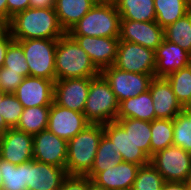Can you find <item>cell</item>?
I'll list each match as a JSON object with an SVG mask.
<instances>
[{
  "instance_id": "ab89813d",
  "label": "cell",
  "mask_w": 191,
  "mask_h": 190,
  "mask_svg": "<svg viewBox=\"0 0 191 190\" xmlns=\"http://www.w3.org/2000/svg\"><path fill=\"white\" fill-rule=\"evenodd\" d=\"M13 41L14 39L11 37L10 32H8L3 38L0 39V68L3 67L8 46Z\"/></svg>"
},
{
  "instance_id": "f35d334b",
  "label": "cell",
  "mask_w": 191,
  "mask_h": 190,
  "mask_svg": "<svg viewBox=\"0 0 191 190\" xmlns=\"http://www.w3.org/2000/svg\"><path fill=\"white\" fill-rule=\"evenodd\" d=\"M29 1L30 0H7L8 22H10L15 14L30 8Z\"/></svg>"
},
{
  "instance_id": "ba28073f",
  "label": "cell",
  "mask_w": 191,
  "mask_h": 190,
  "mask_svg": "<svg viewBox=\"0 0 191 190\" xmlns=\"http://www.w3.org/2000/svg\"><path fill=\"white\" fill-rule=\"evenodd\" d=\"M114 67L125 72L155 77V51L140 44L119 40Z\"/></svg>"
},
{
  "instance_id": "c3c4849f",
  "label": "cell",
  "mask_w": 191,
  "mask_h": 190,
  "mask_svg": "<svg viewBox=\"0 0 191 190\" xmlns=\"http://www.w3.org/2000/svg\"><path fill=\"white\" fill-rule=\"evenodd\" d=\"M184 110L191 112V99L189 100V102L184 106Z\"/></svg>"
},
{
  "instance_id": "f546056e",
  "label": "cell",
  "mask_w": 191,
  "mask_h": 190,
  "mask_svg": "<svg viewBox=\"0 0 191 190\" xmlns=\"http://www.w3.org/2000/svg\"><path fill=\"white\" fill-rule=\"evenodd\" d=\"M173 145V119L156 118L151 121V157Z\"/></svg>"
},
{
  "instance_id": "2e32d148",
  "label": "cell",
  "mask_w": 191,
  "mask_h": 190,
  "mask_svg": "<svg viewBox=\"0 0 191 190\" xmlns=\"http://www.w3.org/2000/svg\"><path fill=\"white\" fill-rule=\"evenodd\" d=\"M68 176L66 169L35 160L26 162L28 190H59Z\"/></svg>"
},
{
  "instance_id": "f1b7e54d",
  "label": "cell",
  "mask_w": 191,
  "mask_h": 190,
  "mask_svg": "<svg viewBox=\"0 0 191 190\" xmlns=\"http://www.w3.org/2000/svg\"><path fill=\"white\" fill-rule=\"evenodd\" d=\"M164 39L191 54V10L164 28Z\"/></svg>"
},
{
  "instance_id": "3957f363",
  "label": "cell",
  "mask_w": 191,
  "mask_h": 190,
  "mask_svg": "<svg viewBox=\"0 0 191 190\" xmlns=\"http://www.w3.org/2000/svg\"><path fill=\"white\" fill-rule=\"evenodd\" d=\"M103 134V124L90 123L67 142L68 175L86 176L90 172Z\"/></svg>"
},
{
  "instance_id": "44dd1931",
  "label": "cell",
  "mask_w": 191,
  "mask_h": 190,
  "mask_svg": "<svg viewBox=\"0 0 191 190\" xmlns=\"http://www.w3.org/2000/svg\"><path fill=\"white\" fill-rule=\"evenodd\" d=\"M139 168L140 165L122 161L99 172L92 181L107 190H132Z\"/></svg>"
},
{
  "instance_id": "ee69618b",
  "label": "cell",
  "mask_w": 191,
  "mask_h": 190,
  "mask_svg": "<svg viewBox=\"0 0 191 190\" xmlns=\"http://www.w3.org/2000/svg\"><path fill=\"white\" fill-rule=\"evenodd\" d=\"M9 32V22L0 17V39L3 38Z\"/></svg>"
},
{
  "instance_id": "4fadbf2b",
  "label": "cell",
  "mask_w": 191,
  "mask_h": 190,
  "mask_svg": "<svg viewBox=\"0 0 191 190\" xmlns=\"http://www.w3.org/2000/svg\"><path fill=\"white\" fill-rule=\"evenodd\" d=\"M119 40L140 44L155 51L164 40V28L156 21L121 19Z\"/></svg>"
},
{
  "instance_id": "5bb4252c",
  "label": "cell",
  "mask_w": 191,
  "mask_h": 190,
  "mask_svg": "<svg viewBox=\"0 0 191 190\" xmlns=\"http://www.w3.org/2000/svg\"><path fill=\"white\" fill-rule=\"evenodd\" d=\"M90 124L84 113H79L53 102L50 106L47 129L67 142Z\"/></svg>"
},
{
  "instance_id": "bcb514c9",
  "label": "cell",
  "mask_w": 191,
  "mask_h": 190,
  "mask_svg": "<svg viewBox=\"0 0 191 190\" xmlns=\"http://www.w3.org/2000/svg\"><path fill=\"white\" fill-rule=\"evenodd\" d=\"M88 190H107L104 187L97 185L90 178H88Z\"/></svg>"
},
{
  "instance_id": "d6986e66",
  "label": "cell",
  "mask_w": 191,
  "mask_h": 190,
  "mask_svg": "<svg viewBox=\"0 0 191 190\" xmlns=\"http://www.w3.org/2000/svg\"><path fill=\"white\" fill-rule=\"evenodd\" d=\"M149 90L154 105L155 119H174L184 110L165 77H154L150 82Z\"/></svg>"
},
{
  "instance_id": "7bdbcfd3",
  "label": "cell",
  "mask_w": 191,
  "mask_h": 190,
  "mask_svg": "<svg viewBox=\"0 0 191 190\" xmlns=\"http://www.w3.org/2000/svg\"><path fill=\"white\" fill-rule=\"evenodd\" d=\"M7 93L3 92L0 90V136L7 130L9 129L10 127L5 123V120L4 118L2 117V114H1V101L2 99L4 98V96L6 95Z\"/></svg>"
},
{
  "instance_id": "1f68e13d",
  "label": "cell",
  "mask_w": 191,
  "mask_h": 190,
  "mask_svg": "<svg viewBox=\"0 0 191 190\" xmlns=\"http://www.w3.org/2000/svg\"><path fill=\"white\" fill-rule=\"evenodd\" d=\"M170 83L177 100L184 107L191 99V66L190 64L165 77Z\"/></svg>"
},
{
  "instance_id": "8d00e7d4",
  "label": "cell",
  "mask_w": 191,
  "mask_h": 190,
  "mask_svg": "<svg viewBox=\"0 0 191 190\" xmlns=\"http://www.w3.org/2000/svg\"><path fill=\"white\" fill-rule=\"evenodd\" d=\"M24 77L20 72L8 71V68H0V90L5 93H14Z\"/></svg>"
},
{
  "instance_id": "7a4b0ae2",
  "label": "cell",
  "mask_w": 191,
  "mask_h": 190,
  "mask_svg": "<svg viewBox=\"0 0 191 190\" xmlns=\"http://www.w3.org/2000/svg\"><path fill=\"white\" fill-rule=\"evenodd\" d=\"M55 72L56 80L96 77L100 74L87 52L68 33L57 40Z\"/></svg>"
},
{
  "instance_id": "277c9868",
  "label": "cell",
  "mask_w": 191,
  "mask_h": 190,
  "mask_svg": "<svg viewBox=\"0 0 191 190\" xmlns=\"http://www.w3.org/2000/svg\"><path fill=\"white\" fill-rule=\"evenodd\" d=\"M121 16L116 5H95L67 32L70 36L119 38Z\"/></svg>"
},
{
  "instance_id": "603a6c76",
  "label": "cell",
  "mask_w": 191,
  "mask_h": 190,
  "mask_svg": "<svg viewBox=\"0 0 191 190\" xmlns=\"http://www.w3.org/2000/svg\"><path fill=\"white\" fill-rule=\"evenodd\" d=\"M117 118H133L144 121L155 119L154 105L150 90L132 98L125 99L119 103Z\"/></svg>"
},
{
  "instance_id": "5b68a950",
  "label": "cell",
  "mask_w": 191,
  "mask_h": 190,
  "mask_svg": "<svg viewBox=\"0 0 191 190\" xmlns=\"http://www.w3.org/2000/svg\"><path fill=\"white\" fill-rule=\"evenodd\" d=\"M118 111L119 103L108 81L101 73L93 77L83 111L86 120L92 124H106L116 121Z\"/></svg>"
},
{
  "instance_id": "4316f807",
  "label": "cell",
  "mask_w": 191,
  "mask_h": 190,
  "mask_svg": "<svg viewBox=\"0 0 191 190\" xmlns=\"http://www.w3.org/2000/svg\"><path fill=\"white\" fill-rule=\"evenodd\" d=\"M50 106L24 108L15 128L32 136L47 129Z\"/></svg>"
},
{
  "instance_id": "ac0fdd59",
  "label": "cell",
  "mask_w": 191,
  "mask_h": 190,
  "mask_svg": "<svg viewBox=\"0 0 191 190\" xmlns=\"http://www.w3.org/2000/svg\"><path fill=\"white\" fill-rule=\"evenodd\" d=\"M104 134L113 142L122 161L144 166L150 163V157L140 149L131 139L130 135L116 122L103 124Z\"/></svg>"
},
{
  "instance_id": "ffe728a7",
  "label": "cell",
  "mask_w": 191,
  "mask_h": 190,
  "mask_svg": "<svg viewBox=\"0 0 191 190\" xmlns=\"http://www.w3.org/2000/svg\"><path fill=\"white\" fill-rule=\"evenodd\" d=\"M155 77H166L178 71L191 62V54L179 45L163 40L155 50Z\"/></svg>"
},
{
  "instance_id": "30bf717a",
  "label": "cell",
  "mask_w": 191,
  "mask_h": 190,
  "mask_svg": "<svg viewBox=\"0 0 191 190\" xmlns=\"http://www.w3.org/2000/svg\"><path fill=\"white\" fill-rule=\"evenodd\" d=\"M93 77L54 81V102L61 107L83 113Z\"/></svg>"
},
{
  "instance_id": "e575fe53",
  "label": "cell",
  "mask_w": 191,
  "mask_h": 190,
  "mask_svg": "<svg viewBox=\"0 0 191 190\" xmlns=\"http://www.w3.org/2000/svg\"><path fill=\"white\" fill-rule=\"evenodd\" d=\"M3 67L8 68V71L20 72L23 77L30 76L23 48L15 40L8 46Z\"/></svg>"
},
{
  "instance_id": "7dc6e473",
  "label": "cell",
  "mask_w": 191,
  "mask_h": 190,
  "mask_svg": "<svg viewBox=\"0 0 191 190\" xmlns=\"http://www.w3.org/2000/svg\"><path fill=\"white\" fill-rule=\"evenodd\" d=\"M119 0H94L97 4H110V5H116Z\"/></svg>"
},
{
  "instance_id": "d6a6232c",
  "label": "cell",
  "mask_w": 191,
  "mask_h": 190,
  "mask_svg": "<svg viewBox=\"0 0 191 190\" xmlns=\"http://www.w3.org/2000/svg\"><path fill=\"white\" fill-rule=\"evenodd\" d=\"M173 146L191 153V112L183 110L174 117Z\"/></svg>"
},
{
  "instance_id": "cb8c5ba5",
  "label": "cell",
  "mask_w": 191,
  "mask_h": 190,
  "mask_svg": "<svg viewBox=\"0 0 191 190\" xmlns=\"http://www.w3.org/2000/svg\"><path fill=\"white\" fill-rule=\"evenodd\" d=\"M116 8L121 19L141 22L156 20L154 0H119Z\"/></svg>"
},
{
  "instance_id": "52a82bcc",
  "label": "cell",
  "mask_w": 191,
  "mask_h": 190,
  "mask_svg": "<svg viewBox=\"0 0 191 190\" xmlns=\"http://www.w3.org/2000/svg\"><path fill=\"white\" fill-rule=\"evenodd\" d=\"M150 163L165 181H191V153L181 147L172 145L155 153Z\"/></svg>"
},
{
  "instance_id": "681fc988",
  "label": "cell",
  "mask_w": 191,
  "mask_h": 190,
  "mask_svg": "<svg viewBox=\"0 0 191 190\" xmlns=\"http://www.w3.org/2000/svg\"><path fill=\"white\" fill-rule=\"evenodd\" d=\"M3 189V178H2V173L0 172V190Z\"/></svg>"
},
{
  "instance_id": "8fae6325",
  "label": "cell",
  "mask_w": 191,
  "mask_h": 190,
  "mask_svg": "<svg viewBox=\"0 0 191 190\" xmlns=\"http://www.w3.org/2000/svg\"><path fill=\"white\" fill-rule=\"evenodd\" d=\"M33 160L65 169L67 141L48 129L33 136Z\"/></svg>"
},
{
  "instance_id": "f907efd6",
  "label": "cell",
  "mask_w": 191,
  "mask_h": 190,
  "mask_svg": "<svg viewBox=\"0 0 191 190\" xmlns=\"http://www.w3.org/2000/svg\"><path fill=\"white\" fill-rule=\"evenodd\" d=\"M189 190H191V181H189Z\"/></svg>"
},
{
  "instance_id": "4dcf8cb0",
  "label": "cell",
  "mask_w": 191,
  "mask_h": 190,
  "mask_svg": "<svg viewBox=\"0 0 191 190\" xmlns=\"http://www.w3.org/2000/svg\"><path fill=\"white\" fill-rule=\"evenodd\" d=\"M0 172L3 178L2 190H28L26 185V163L16 165L0 158Z\"/></svg>"
},
{
  "instance_id": "836d02e7",
  "label": "cell",
  "mask_w": 191,
  "mask_h": 190,
  "mask_svg": "<svg viewBox=\"0 0 191 190\" xmlns=\"http://www.w3.org/2000/svg\"><path fill=\"white\" fill-rule=\"evenodd\" d=\"M164 183L162 175L149 163L140 166L132 190H161Z\"/></svg>"
},
{
  "instance_id": "7c38bea8",
  "label": "cell",
  "mask_w": 191,
  "mask_h": 190,
  "mask_svg": "<svg viewBox=\"0 0 191 190\" xmlns=\"http://www.w3.org/2000/svg\"><path fill=\"white\" fill-rule=\"evenodd\" d=\"M0 158L20 165L33 160V136L9 128L0 136Z\"/></svg>"
},
{
  "instance_id": "9c48e42d",
  "label": "cell",
  "mask_w": 191,
  "mask_h": 190,
  "mask_svg": "<svg viewBox=\"0 0 191 190\" xmlns=\"http://www.w3.org/2000/svg\"><path fill=\"white\" fill-rule=\"evenodd\" d=\"M100 73L110 84L118 103L149 90L150 82L154 78L151 74L125 72L113 65L104 68Z\"/></svg>"
},
{
  "instance_id": "83f0119b",
  "label": "cell",
  "mask_w": 191,
  "mask_h": 190,
  "mask_svg": "<svg viewBox=\"0 0 191 190\" xmlns=\"http://www.w3.org/2000/svg\"><path fill=\"white\" fill-rule=\"evenodd\" d=\"M115 150L113 142L103 134L99 142L93 166L86 176L92 180L99 172L112 168L122 162L121 154Z\"/></svg>"
},
{
  "instance_id": "f6af8a7d",
  "label": "cell",
  "mask_w": 191,
  "mask_h": 190,
  "mask_svg": "<svg viewBox=\"0 0 191 190\" xmlns=\"http://www.w3.org/2000/svg\"><path fill=\"white\" fill-rule=\"evenodd\" d=\"M0 17L8 21L7 0H0Z\"/></svg>"
},
{
  "instance_id": "d590c367",
  "label": "cell",
  "mask_w": 191,
  "mask_h": 190,
  "mask_svg": "<svg viewBox=\"0 0 191 190\" xmlns=\"http://www.w3.org/2000/svg\"><path fill=\"white\" fill-rule=\"evenodd\" d=\"M23 105L13 93H7L1 101V114L10 128H15L23 112Z\"/></svg>"
},
{
  "instance_id": "60d3db41",
  "label": "cell",
  "mask_w": 191,
  "mask_h": 190,
  "mask_svg": "<svg viewBox=\"0 0 191 190\" xmlns=\"http://www.w3.org/2000/svg\"><path fill=\"white\" fill-rule=\"evenodd\" d=\"M161 190H189V181L175 182V181H165Z\"/></svg>"
},
{
  "instance_id": "8992f818",
  "label": "cell",
  "mask_w": 191,
  "mask_h": 190,
  "mask_svg": "<svg viewBox=\"0 0 191 190\" xmlns=\"http://www.w3.org/2000/svg\"><path fill=\"white\" fill-rule=\"evenodd\" d=\"M58 39L15 40L23 48L31 77L56 80L55 53Z\"/></svg>"
},
{
  "instance_id": "9a60e30c",
  "label": "cell",
  "mask_w": 191,
  "mask_h": 190,
  "mask_svg": "<svg viewBox=\"0 0 191 190\" xmlns=\"http://www.w3.org/2000/svg\"><path fill=\"white\" fill-rule=\"evenodd\" d=\"M23 108L51 106L54 102V82L38 77H24L13 93Z\"/></svg>"
},
{
  "instance_id": "484cf974",
  "label": "cell",
  "mask_w": 191,
  "mask_h": 190,
  "mask_svg": "<svg viewBox=\"0 0 191 190\" xmlns=\"http://www.w3.org/2000/svg\"><path fill=\"white\" fill-rule=\"evenodd\" d=\"M116 122L130 135L132 141L151 158V122L133 118H117Z\"/></svg>"
},
{
  "instance_id": "e0dca14e",
  "label": "cell",
  "mask_w": 191,
  "mask_h": 190,
  "mask_svg": "<svg viewBox=\"0 0 191 190\" xmlns=\"http://www.w3.org/2000/svg\"><path fill=\"white\" fill-rule=\"evenodd\" d=\"M83 48L95 67L101 72L115 63L119 38L71 36Z\"/></svg>"
},
{
  "instance_id": "d4e9b609",
  "label": "cell",
  "mask_w": 191,
  "mask_h": 190,
  "mask_svg": "<svg viewBox=\"0 0 191 190\" xmlns=\"http://www.w3.org/2000/svg\"><path fill=\"white\" fill-rule=\"evenodd\" d=\"M154 6L155 21L162 28L174 23L191 10L190 0H154Z\"/></svg>"
},
{
  "instance_id": "b9f144b4",
  "label": "cell",
  "mask_w": 191,
  "mask_h": 190,
  "mask_svg": "<svg viewBox=\"0 0 191 190\" xmlns=\"http://www.w3.org/2000/svg\"><path fill=\"white\" fill-rule=\"evenodd\" d=\"M30 8H54L55 0H30Z\"/></svg>"
},
{
  "instance_id": "7402d4cb",
  "label": "cell",
  "mask_w": 191,
  "mask_h": 190,
  "mask_svg": "<svg viewBox=\"0 0 191 190\" xmlns=\"http://www.w3.org/2000/svg\"><path fill=\"white\" fill-rule=\"evenodd\" d=\"M94 5V0H55L54 10L67 33Z\"/></svg>"
},
{
  "instance_id": "6da1fadb",
  "label": "cell",
  "mask_w": 191,
  "mask_h": 190,
  "mask_svg": "<svg viewBox=\"0 0 191 190\" xmlns=\"http://www.w3.org/2000/svg\"><path fill=\"white\" fill-rule=\"evenodd\" d=\"M9 32L14 40L59 39L65 34L54 8H27L15 14Z\"/></svg>"
},
{
  "instance_id": "74e56055",
  "label": "cell",
  "mask_w": 191,
  "mask_h": 190,
  "mask_svg": "<svg viewBox=\"0 0 191 190\" xmlns=\"http://www.w3.org/2000/svg\"><path fill=\"white\" fill-rule=\"evenodd\" d=\"M59 190H88V177L68 175Z\"/></svg>"
}]
</instances>
